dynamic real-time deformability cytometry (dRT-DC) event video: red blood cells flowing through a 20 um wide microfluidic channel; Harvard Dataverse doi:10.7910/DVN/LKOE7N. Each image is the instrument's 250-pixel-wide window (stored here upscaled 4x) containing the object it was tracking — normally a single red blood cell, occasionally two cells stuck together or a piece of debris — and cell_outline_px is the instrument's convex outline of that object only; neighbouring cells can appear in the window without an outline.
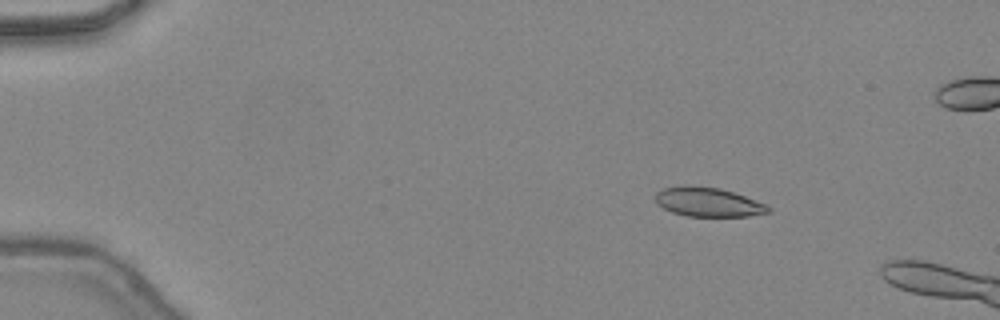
{"species": "common noctule bat (a hibernating species)", "species_latin": "Nyctalus noctula", "temperature_condition": "warm", "stored_images_in_passage": 6, "camera_frame_rate_fps": 3000, "um_per_image_px": 0.085, "animal": {"sex": "female", "body_mass_g": 24.6, "forearm_length_mm": 56.2}, "frame": {"image": 1, "passage_image": 1, "time_ms": 0.0, "image_size_px": [1000, 320], "cell_outline_px": [[772, 212], [748, 216], [688, 216], [672, 212], [656, 204], [656, 192], [664, 188], [684, 184], [688, 184], [720, 188], [744, 196], [764, 204], [772, 208]], "centroid_in_image_um": [60.17, 17.16], "position_along_channel_um": 24.8, "area_um2": 19.25}}